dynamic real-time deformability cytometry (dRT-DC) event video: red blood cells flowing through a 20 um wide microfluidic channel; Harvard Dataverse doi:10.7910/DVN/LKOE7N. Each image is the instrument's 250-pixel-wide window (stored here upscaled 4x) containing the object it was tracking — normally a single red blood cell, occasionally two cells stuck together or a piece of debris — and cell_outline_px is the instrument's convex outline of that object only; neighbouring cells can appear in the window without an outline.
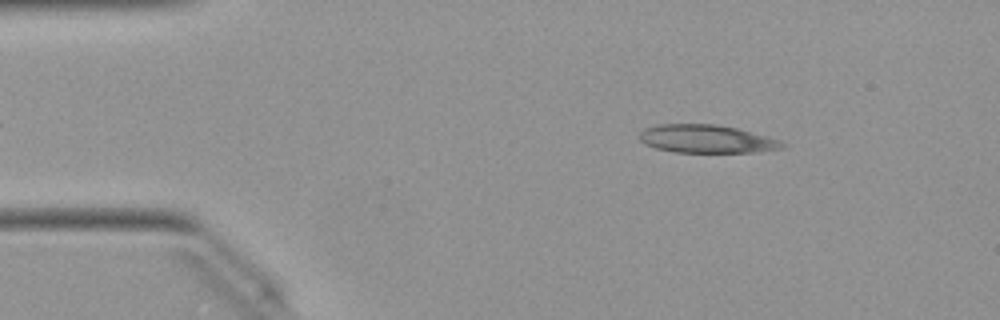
{"species": "Egyptian fruit bat (a non-hibernating species)", "species_latin": "Rousettus aegyptiacus", "temperature_condition": "warm", "stored_images_in_passage": 48, "camera_frame_rate_fps": 3000, "um_per_image_px": 0.085, "animal": {"sex": "female"}, "frame": {"image": 1, "passage_image": 6, "time_ms": 1.667, "image_size_px": [1000, 320], "cell_outline_px": [[788, 144], [784, 148], [756, 152], [676, 152], [656, 148], [644, 144], [640, 140], [640, 132], [644, 128], [656, 124], [716, 124], [736, 128], [768, 136], [780, 140]], "centroid_in_image_um": [60.08, 11.8], "position_along_channel_um": 24.9, "area_um2": 23.52}}
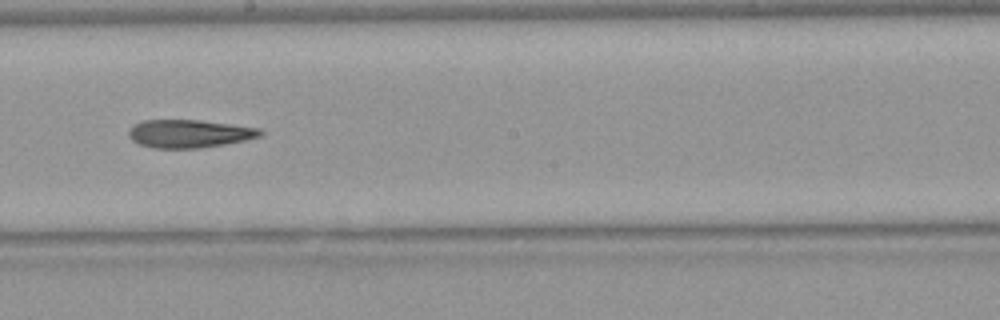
{"frame": {"image": 2, "passage_image": 26, "time_ms": 8.333, "image_size_px": [1000, 320], "cell_outline_px": [[264, 132], [260, 136], [244, 140], [224, 144], [200, 148], [152, 148], [140, 144], [132, 140], [128, 136], [128, 128], [132, 124], [140, 120], [200, 120], [260, 128]], "centroid_in_image_um": [16.03, 11.35], "position_along_channel_um": 232.2, "area_um2": 21.62}}
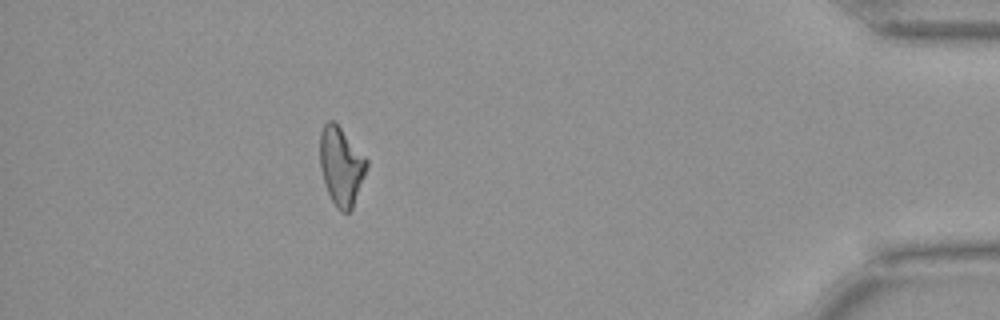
{"frame": {"image": 3, "passage_image": 43, "time_ms": 14.0, "image_size_px": [1000, 320], "cell_outline_px": [[368, 168], [352, 208], [348, 212], [340, 212], [336, 208], [324, 184], [320, 168], [320, 132], [324, 124], [328, 120], [332, 120], [340, 128], [368, 160]], "centroid_in_image_um": [28.99, 14.14], "position_along_channel_um": 406.2, "area_um2": 21.21}, "authors_computed_cell_mechanics": {"area_um2": 22.0218, "velocity_mm_per_s": 4.0502, "shape_relaxation_time_tau1_ms": 10.0845, "shape_relaxation_time_tau2_ms": 10.6681, "deformation_change_tau1": 0.26, "deformation_change_tau2": 0.2953}}